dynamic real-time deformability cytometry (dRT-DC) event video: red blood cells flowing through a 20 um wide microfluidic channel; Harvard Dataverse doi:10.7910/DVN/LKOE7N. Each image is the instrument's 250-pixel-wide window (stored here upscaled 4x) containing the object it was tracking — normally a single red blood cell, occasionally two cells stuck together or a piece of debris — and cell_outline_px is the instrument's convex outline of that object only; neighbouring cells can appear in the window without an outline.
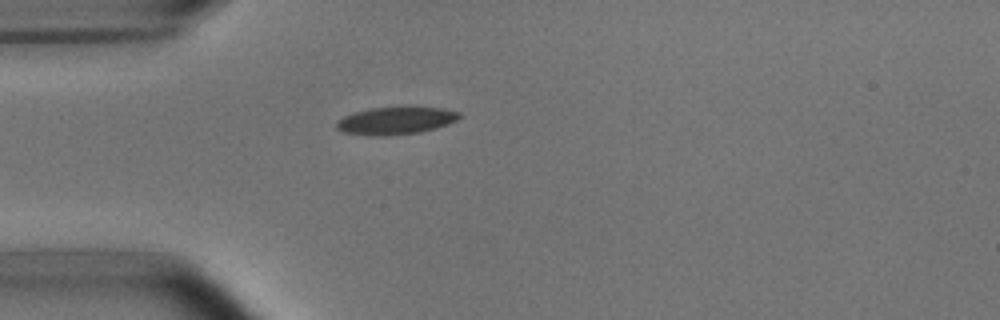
{"species": "common noctule bat (a hibernating species)", "species_latin": "Nyctalus noctula", "temperature_condition": "room temperature", "stored_images_in_passage": 1, "camera_frame_rate_fps": 3000, "um_per_image_px": 0.085, "animal": {"sex": "male", "body_mass_g": 15.6}, "frame": {"image": 1, "passage_image": 1, "time_ms": 0.0, "image_size_px": [1000, 320], "cell_outline_px": [[460, 116], [456, 120], [448, 124], [436, 128], [420, 132], [388, 136], [380, 136], [344, 132], [336, 128], [336, 124], [344, 116], [356, 112], [372, 108], [404, 104], [412, 104], [444, 108], [460, 112]], "centroid_in_image_um": [33.72, 10.2], "position_along_channel_um": 51.3, "area_um2": 20.35}}